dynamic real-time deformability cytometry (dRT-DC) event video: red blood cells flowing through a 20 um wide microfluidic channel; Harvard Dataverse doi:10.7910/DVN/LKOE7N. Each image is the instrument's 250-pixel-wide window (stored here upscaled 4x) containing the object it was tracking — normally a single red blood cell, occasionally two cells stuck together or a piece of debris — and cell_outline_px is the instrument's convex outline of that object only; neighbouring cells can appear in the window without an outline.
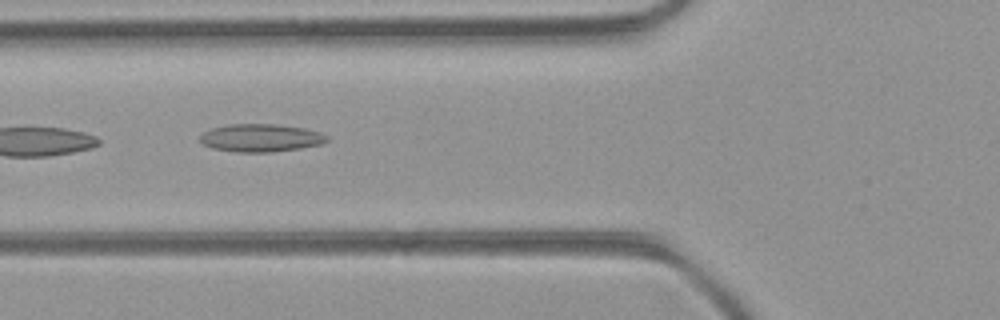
{"species": "common noctule bat (a hibernating species)", "species_latin": "Nyctalus noctula", "temperature_condition": "room temperature", "stored_images_in_passage": 8, "camera_frame_rate_fps": 3000, "um_per_image_px": 0.085, "animal": {"sex": "female", "body_mass_g": 21.9}, "frame": {"image": 1, "passage_image": 4, "time_ms": 1.0, "image_size_px": [1000, 320], "cell_outline_px": [[328, 140], [324, 144], [300, 148], [272, 152], [236, 152], [212, 148], [204, 144], [200, 140], [200, 136], [204, 132], [212, 128], [228, 124], [276, 124], [304, 128], [320, 132], [328, 136]], "centroid_in_image_um": [22.19, 11.72], "position_along_channel_um": 103.6, "area_um2": 20.63}}